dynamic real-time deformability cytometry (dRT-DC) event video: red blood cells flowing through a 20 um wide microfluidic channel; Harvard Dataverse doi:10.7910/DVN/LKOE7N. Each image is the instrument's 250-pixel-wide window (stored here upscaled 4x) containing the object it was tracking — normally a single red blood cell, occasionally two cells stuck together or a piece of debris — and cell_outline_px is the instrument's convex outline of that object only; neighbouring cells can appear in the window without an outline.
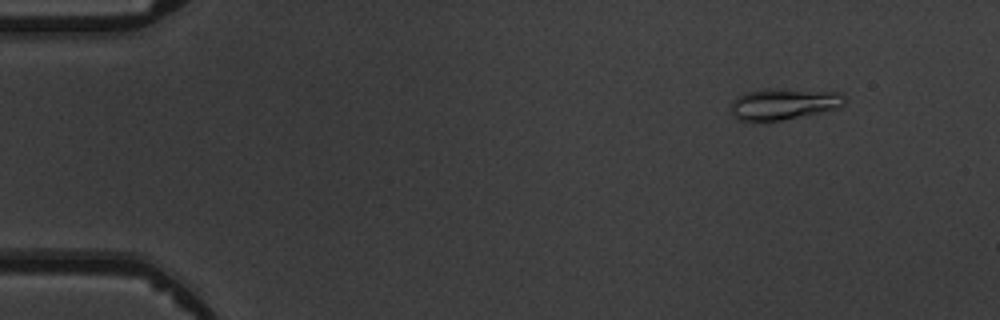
{"species": "common noctule bat (a hibernating species)", "species_latin": "Nyctalus noctula", "temperature_condition": "warm", "stored_images_in_passage": 5, "camera_frame_rate_fps": 3000, "um_per_image_px": 0.085, "animal": {"sex": "male", "body_mass_g": 19.5, "forearm_length_mm": 54.6}, "frame": {"image": 1, "passage_image": 2, "time_ms": 1.333, "image_size_px": [1000, 320], "cell_outline_px": [[848, 100], [840, 108], [780, 120], [740, 120], [732, 112], [732, 100], [736, 96], [744, 92], [764, 88], [776, 88], [844, 92], [848, 96]], "centroid_in_image_um": [66.7, 8.79], "position_along_channel_um": 18.3, "area_um2": 20.98}}
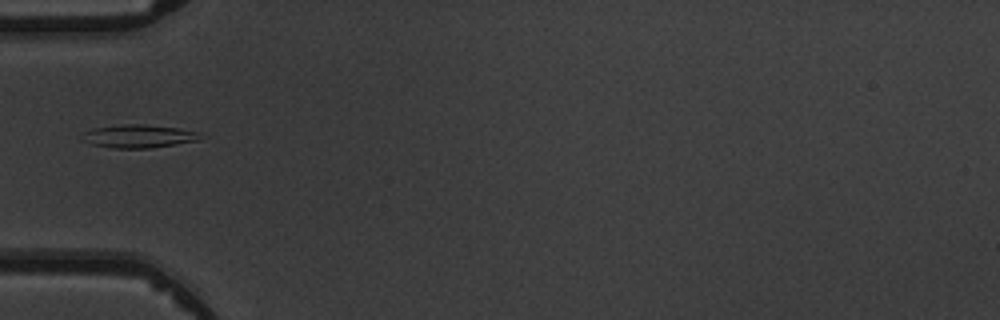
{"frame": {"image": 2, "passage_image": 5, "time_ms": 5.333, "image_size_px": [1000, 320], "cell_outline_px": [[200, 140], [148, 148], [112, 148], [92, 144], [84, 140], [84, 132], [92, 128], [124, 124], [144, 124], [180, 128], [200, 132]], "centroid_in_image_um": [11.81, 11.57], "position_along_channel_um": 73.2, "area_um2": 15.78}}